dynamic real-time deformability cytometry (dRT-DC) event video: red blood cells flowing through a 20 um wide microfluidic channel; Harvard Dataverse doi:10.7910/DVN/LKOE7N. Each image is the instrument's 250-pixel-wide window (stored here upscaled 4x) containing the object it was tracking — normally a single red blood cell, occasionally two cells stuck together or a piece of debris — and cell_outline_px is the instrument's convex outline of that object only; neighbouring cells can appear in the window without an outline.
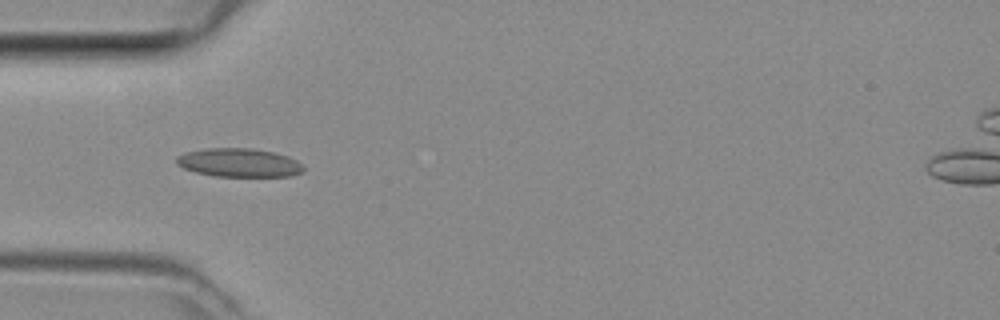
{"species": "common noctule bat (a hibernating species)", "species_latin": "Nyctalus noctula", "temperature_condition": "room temperature", "stored_images_in_passage": 5, "camera_frame_rate_fps": 3000, "um_per_image_px": 0.085, "animal": {"sex": "female", "body_mass_g": 29.2, "forearm_length_mm": 56.3}, "frame": {"image": 1, "passage_image": 5, "time_ms": 1.333, "image_size_px": [1000, 320], "cell_outline_px": [[304, 172], [292, 176], [212, 176], [196, 172], [184, 168], [176, 164], [176, 156], [184, 152], [208, 148], [248, 148], [272, 152], [288, 156], [296, 160], [304, 168]], "centroid_in_image_um": [20.3, 13.83], "position_along_channel_um": 64.7, "area_um2": 21.15}}